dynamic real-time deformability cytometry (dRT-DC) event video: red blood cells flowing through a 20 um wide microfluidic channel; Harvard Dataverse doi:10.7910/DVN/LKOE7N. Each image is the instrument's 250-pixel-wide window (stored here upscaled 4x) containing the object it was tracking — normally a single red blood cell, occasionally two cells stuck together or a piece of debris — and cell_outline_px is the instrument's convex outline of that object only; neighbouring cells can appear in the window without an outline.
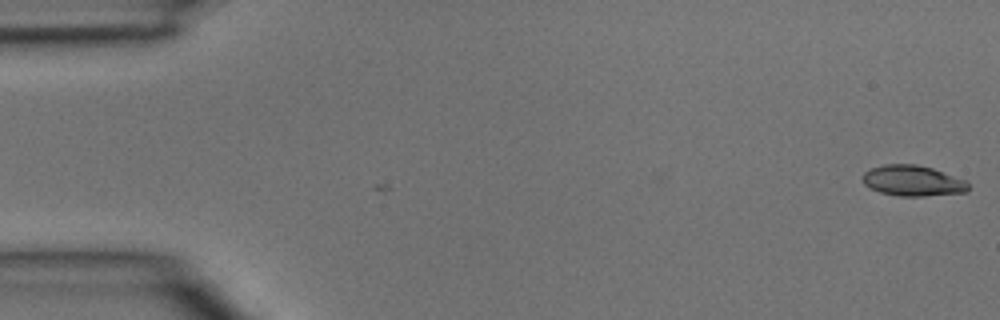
{"species": "common noctule bat (a hibernating species)", "species_latin": "Nyctalus noctula", "temperature_condition": "room temperature", "stored_images_in_passage": 3, "camera_frame_rate_fps": 3000, "um_per_image_px": 0.085, "animal": {"sex": "male", "body_mass_g": 15.6}, "frame": {"image": 1, "passage_image": 3, "time_ms": 0.667, "image_size_px": [1000, 320], "cell_outline_px": [[968, 192], [924, 196], [900, 196], [880, 192], [864, 184], [864, 172], [872, 168], [884, 164], [916, 164], [932, 168], [968, 180]], "centroid_in_image_um": [77.64, 15.36], "position_along_channel_um": 7.4, "area_um2": 18.84}}